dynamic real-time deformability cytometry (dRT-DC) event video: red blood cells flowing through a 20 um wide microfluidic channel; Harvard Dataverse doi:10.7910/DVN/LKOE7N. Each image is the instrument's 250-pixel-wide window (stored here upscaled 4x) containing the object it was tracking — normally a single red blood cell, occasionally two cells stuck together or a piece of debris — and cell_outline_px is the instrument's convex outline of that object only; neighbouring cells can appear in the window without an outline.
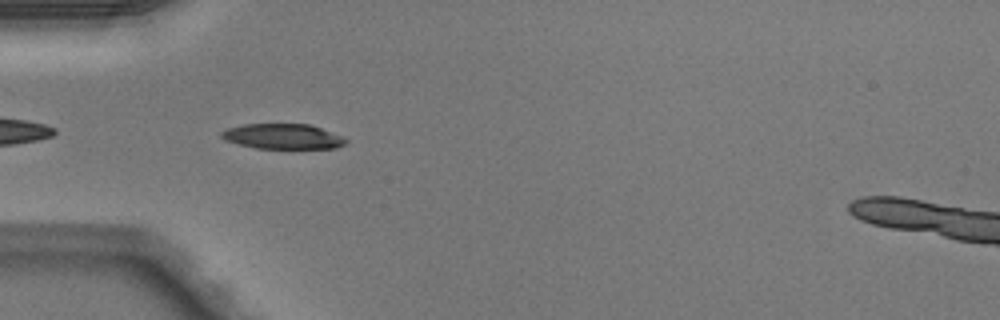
{"species": "Egyptian fruit bat (a non-hibernating species)", "species_latin": "Rousettus aegyptiacus", "temperature_condition": "warm", "stored_images_in_passage": 33, "camera_frame_rate_fps": 3000, "um_per_image_px": 0.085, "animal": {"sex": "male"}, "frame": {"image": 1, "passage_image": 2, "time_ms": 0.333, "image_size_px": [1000, 320], "cell_outline_px": [[348, 144], [336, 148], [256, 148], [224, 140], [220, 136], [220, 132], [228, 128], [244, 124], [308, 124], [320, 128], [340, 136], [348, 140]], "centroid_in_image_um": [24.03, 11.6], "position_along_channel_um": 61.0, "area_um2": 18.09}}
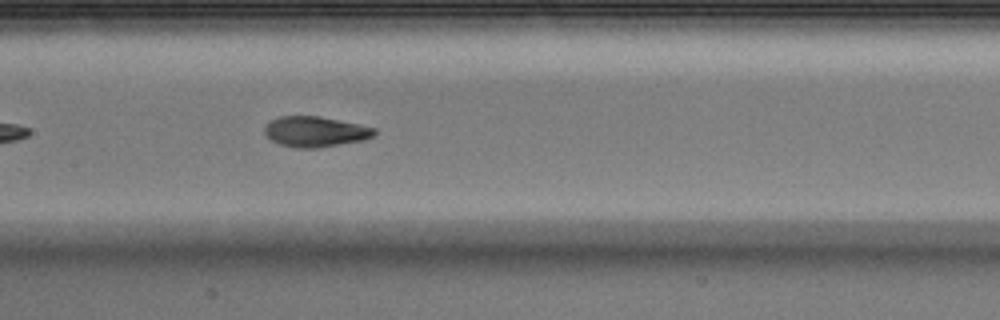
{"frame": {"image": 2, "passage_image": 11, "time_ms": 3.333, "image_size_px": [1000, 320], "cell_outline_px": [[376, 132], [372, 136], [364, 140], [316, 148], [296, 148], [280, 144], [264, 136], [264, 128], [272, 120], [280, 116], [320, 116], [360, 124], [376, 128]], "centroid_in_image_um": [26.8, 11.19], "position_along_channel_um": 180.6, "area_um2": 19.48}}
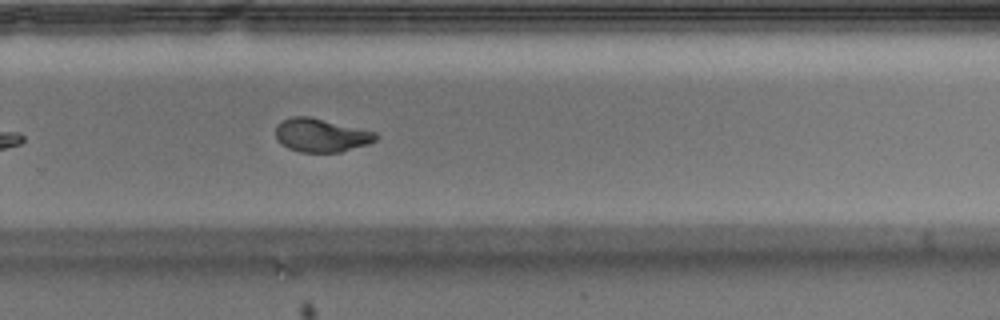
{"frame": {"image": 3, "passage_image": 20, "time_ms": 6.333, "image_size_px": [1000, 320], "cell_outline_px": [[380, 136], [376, 140], [368, 144], [340, 152], [300, 152], [288, 148], [280, 144], [276, 140], [276, 124], [292, 116], [308, 116], [376, 132]], "centroid_in_image_um": [27.28, 11.5], "position_along_channel_um": 302.5, "area_um2": 19.54}, "authors_computed_cell_mechanics": {"area_um2": 19.8832, "velocity_mm_per_s": 4.0764, "shape_relaxation_time_tau1_ms": 3.8041, "shape_relaxation_time_tau2_ms": 0.9785, "deformation_change_tau1": 0.1867, "deformation_change_tau2": 0.0649}}